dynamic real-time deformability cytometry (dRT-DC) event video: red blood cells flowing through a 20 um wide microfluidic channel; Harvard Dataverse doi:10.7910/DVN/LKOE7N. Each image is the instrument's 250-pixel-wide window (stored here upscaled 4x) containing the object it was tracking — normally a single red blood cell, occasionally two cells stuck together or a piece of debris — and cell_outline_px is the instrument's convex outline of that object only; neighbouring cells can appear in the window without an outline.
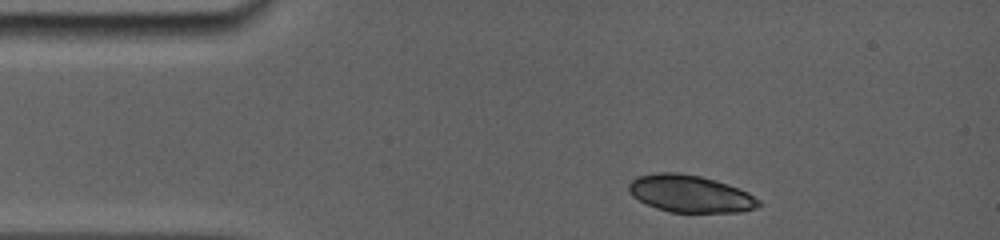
{"species": "common noctule bat (a hibernating species)", "species_latin": "Nyctalus noctula", "temperature_condition": "room temperature", "stored_images_in_passage": 2, "camera_frame_rate_fps": 5000, "um_per_image_px": 0.085, "animal": {"sex": "female", "body_mass_g": 19.0, "forearm_length_mm": 56.7}, "frame": {"image": 1, "passage_image": 1, "time_ms": 0.0, "image_size_px": [1000, 240], "cell_outline_px": [[760, 204], [756, 208], [740, 212], [672, 212], [656, 208], [632, 196], [628, 192], [628, 184], [636, 176], [660, 172], [676, 172], [700, 176], [748, 192], [760, 200]], "centroid_in_image_um": [58.63, 16.47], "position_along_channel_um": 26.4, "area_um2": 27.86}}